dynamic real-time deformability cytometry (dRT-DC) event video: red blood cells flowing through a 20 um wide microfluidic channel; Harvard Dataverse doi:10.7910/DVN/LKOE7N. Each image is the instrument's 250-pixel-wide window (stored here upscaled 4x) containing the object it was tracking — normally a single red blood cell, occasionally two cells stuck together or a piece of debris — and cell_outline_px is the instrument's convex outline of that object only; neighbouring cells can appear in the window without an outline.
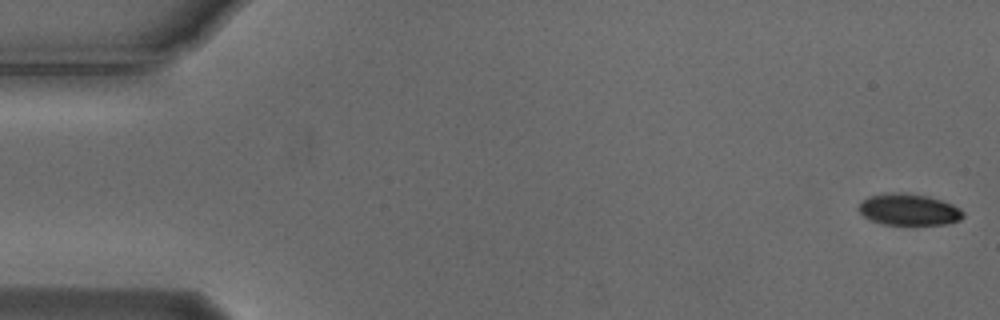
{"species": "Egyptian fruit bat (a non-hibernating species)", "species_latin": "Rousettus aegyptiacus", "temperature_condition": "cold", "stored_images_in_passage": 52, "camera_frame_rate_fps": 3000, "um_per_image_px": 0.085, "animal": {"sex": "male"}, "frame": {"image": 1, "passage_image": 1, "time_ms": 0.0, "image_size_px": [1000, 320], "cell_outline_px": [[964, 216], [960, 220], [948, 224], [884, 224], [872, 220], [864, 216], [856, 208], [868, 196], [892, 192], [900, 192], [928, 196], [952, 204], [960, 208], [964, 212]], "centroid_in_image_um": [77.26, 17.81], "position_along_channel_um": 7.7, "area_um2": 19.07}}
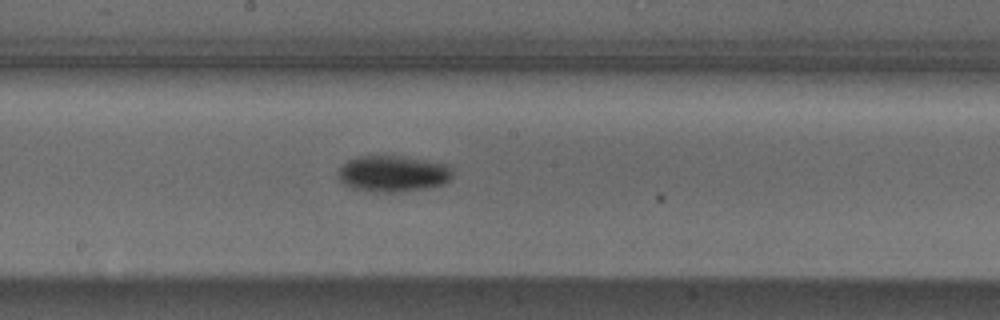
{"frame": {"image": 2, "passage_image": 29, "time_ms": 9.333, "image_size_px": [1000, 320], "cell_outline_px": [[452, 176], [444, 184], [428, 188], [400, 192], [372, 192], [352, 188], [344, 184], [340, 180], [340, 168], [348, 160], [360, 156], [396, 156], [424, 160], [448, 164], [452, 168]], "centroid_in_image_um": [33.43, 14.78], "position_along_channel_um": 214.8, "area_um2": 24.04}}
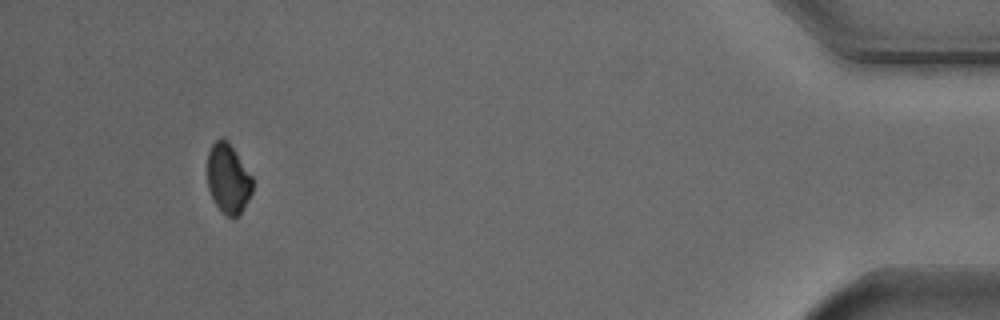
{"frame": {"image": 3, "passage_image": 51, "time_ms": 16.667, "image_size_px": [1000, 320], "cell_outline_px": [[252, 192], [240, 212], [236, 216], [228, 216], [216, 204], [208, 188], [208, 152], [212, 144], [220, 136], [228, 140], [252, 176]], "centroid_in_image_um": [19.39, 15.11], "position_along_channel_um": 415.8, "area_um2": 17.98}, "authors_computed_cell_mechanics": {"area_um2": 21.1548, "velocity_mm_per_s": 3.7259, "shape_relaxation_time_tau1_ms": 1.0996, "shape_relaxation_time_tau2_ms": null, "deformation_change_tau1": 0.0796, "deformation_change_tau2": null}}